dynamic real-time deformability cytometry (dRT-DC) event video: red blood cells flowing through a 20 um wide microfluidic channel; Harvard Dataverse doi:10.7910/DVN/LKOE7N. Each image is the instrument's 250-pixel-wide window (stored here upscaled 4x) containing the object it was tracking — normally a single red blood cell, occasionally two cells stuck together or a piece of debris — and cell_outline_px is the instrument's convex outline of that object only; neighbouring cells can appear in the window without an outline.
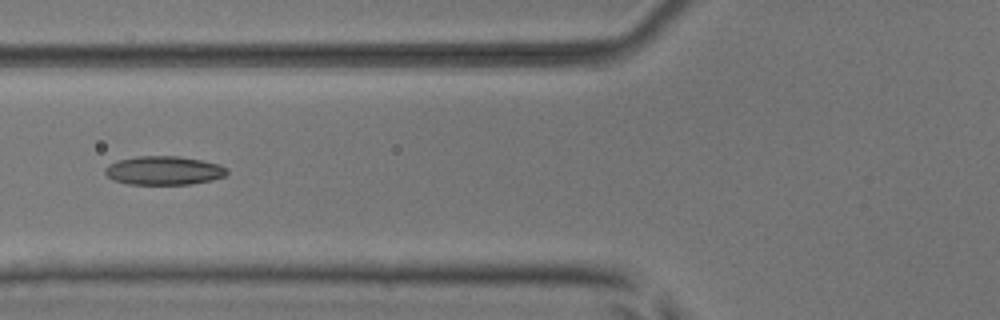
{"species": "common noctule bat (a hibernating species)", "species_latin": "Nyctalus noctula", "temperature_condition": "room temperature", "stored_images_in_passage": 7, "camera_frame_rate_fps": 3000, "um_per_image_px": 0.085, "animal": {"sex": "male", "body_mass_g": 17.9, "forearm_length_mm": 54.2}, "frame": {"image": 1, "passage_image": 6, "time_ms": 1.667, "image_size_px": [1000, 320], "cell_outline_px": [[228, 172], [224, 176], [212, 180], [192, 184], [128, 184], [112, 180], [104, 172], [104, 168], [108, 164], [116, 160], [136, 156], [180, 156], [220, 164], [228, 168]], "centroid_in_image_um": [13.91, 14.49], "position_along_channel_um": 111.9, "area_um2": 20.63}}
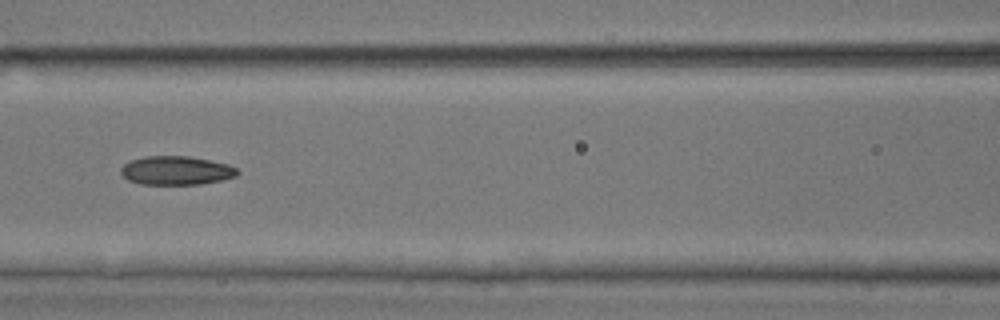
{"frame": {"image": 2, "passage_image": 7, "time_ms": 2.0, "image_size_px": [1000, 320], "cell_outline_px": [[240, 172], [236, 176], [220, 180], [200, 184], [140, 184], [128, 180], [120, 172], [120, 168], [124, 164], [132, 160], [144, 156], [188, 156], [228, 164], [236, 168]], "centroid_in_image_um": [14.96, 14.49], "position_along_channel_um": 151.6, "area_um2": 19.42}}